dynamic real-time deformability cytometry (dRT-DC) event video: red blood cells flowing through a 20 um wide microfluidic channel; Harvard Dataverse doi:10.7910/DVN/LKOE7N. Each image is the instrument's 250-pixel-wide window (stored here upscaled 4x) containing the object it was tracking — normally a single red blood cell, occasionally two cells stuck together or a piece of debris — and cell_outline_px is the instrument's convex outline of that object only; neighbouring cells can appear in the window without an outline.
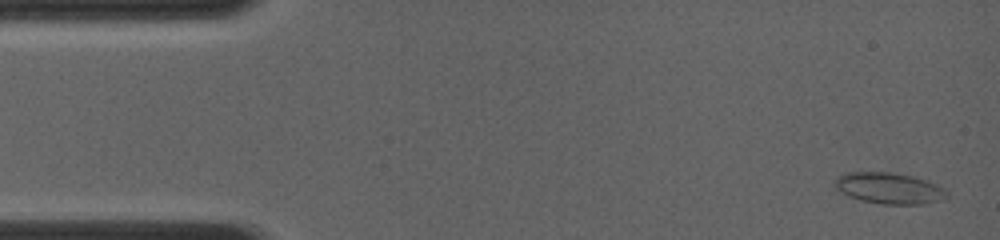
{"species": "common noctule bat (a hibernating species)", "species_latin": "Nyctalus noctula", "temperature_condition": "room temperature", "stored_images_in_passage": 42, "camera_frame_rate_fps": 4000, "um_per_image_px": 0.085, "animal": {"sex": "female", "body_mass_g": 19.0, "forearm_length_mm": 56.7}, "frame": {"image": 1, "passage_image": 1, "time_ms": 0.0, "image_size_px": [1000, 240], "cell_outline_px": [[948, 196], [944, 200], [924, 204], [880, 204], [860, 200], [848, 196], [840, 192], [832, 184], [832, 180], [836, 176], [844, 172], [892, 172], [912, 176], [936, 184], [944, 188], [948, 192]], "centroid_in_image_um": [75.53, 16.0], "position_along_channel_um": 9.5, "area_um2": 20.75}}
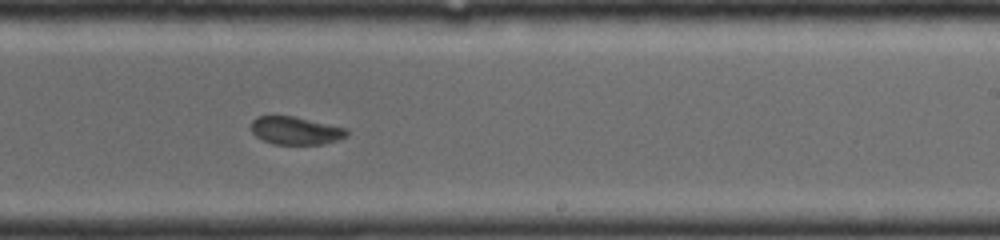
{"frame": {"image": 2, "passage_image": 18, "time_ms": 8.5, "image_size_px": [1000, 240], "cell_outline_px": [[348, 136], [340, 140], [324, 144], [272, 144], [256, 136], [252, 132], [252, 120], [256, 116], [292, 116], [348, 128]], "centroid_in_image_um": [25.17, 11.11], "position_along_channel_um": 263.8, "area_um2": 15.61}}
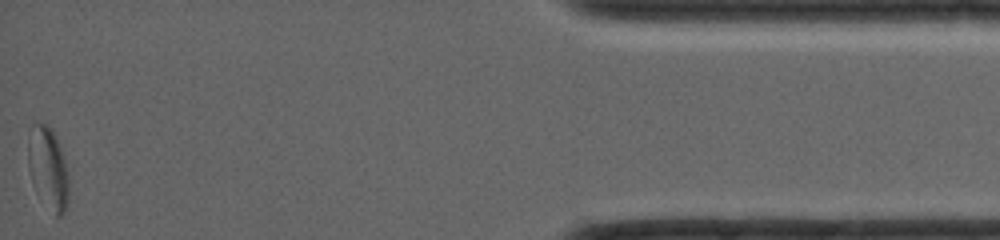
{"frame": {"image": 3, "passage_image": 42, "time_ms": 14.0, "image_size_px": [1000, 240], "cell_outline_px": [[68, 204], [64, 212], [60, 216], [56, 216], [36, 192], [32, 184], [28, 168], [28, 136], [36, 124], [48, 124], [52, 128], [60, 148], [68, 176]], "centroid_in_image_um": [4.08, 14.32], "position_along_channel_um": 431.1, "area_um2": 19.19}}